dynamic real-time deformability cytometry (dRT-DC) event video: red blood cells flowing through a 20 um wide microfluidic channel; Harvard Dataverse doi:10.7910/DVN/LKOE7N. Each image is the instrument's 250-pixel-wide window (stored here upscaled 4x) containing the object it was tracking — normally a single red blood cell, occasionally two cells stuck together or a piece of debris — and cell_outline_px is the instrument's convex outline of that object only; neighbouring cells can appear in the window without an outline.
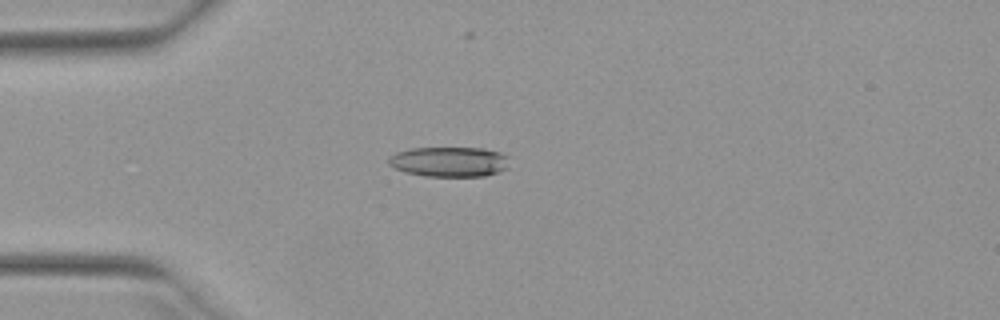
{"species": "Egyptian fruit bat (a non-hibernating species)", "species_latin": "Rousettus aegyptiacus", "temperature_condition": "warm", "stored_images_in_passage": 33, "camera_frame_rate_fps": 3000, "um_per_image_px": 0.085, "animal": {"sex": "female"}, "frame": {"image": 1, "passage_image": 7, "time_ms": 2.0, "image_size_px": [1000, 320], "cell_outline_px": [[508, 168], [484, 176], [424, 176], [404, 172], [388, 164], [388, 156], [396, 152], [412, 148], [484, 148], [500, 152], [508, 156]], "centroid_in_image_um": [38.18, 13.74], "position_along_channel_um": 46.8, "area_um2": 21.21}}
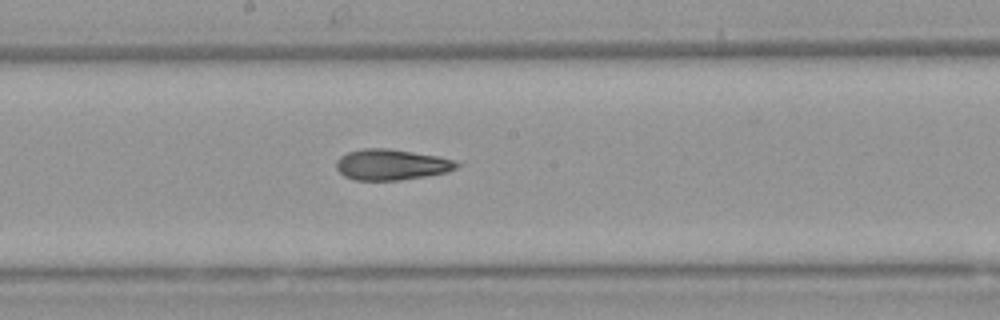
{"frame": {"image": 2, "passage_image": 21, "time_ms": 6.667, "image_size_px": [1000, 320], "cell_outline_px": [[464, 164], [448, 172], [400, 180], [352, 180], [344, 176], [336, 168], [336, 160], [340, 156], [348, 152], [364, 148], [388, 148], [440, 156], [464, 160]], "centroid_in_image_um": [33.36, 13.98], "position_along_channel_um": 214.8, "area_um2": 22.14}}
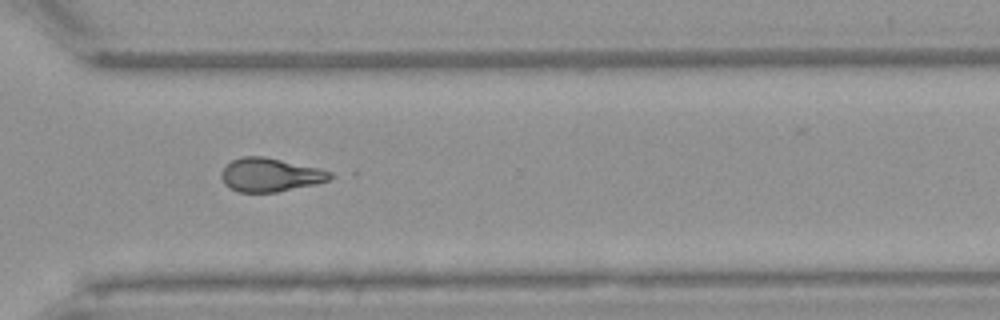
{"frame": {"image": 3, "passage_image": 31, "time_ms": 10.0, "image_size_px": [1000, 320], "cell_outline_px": [[336, 176], [328, 180], [316, 184], [276, 192], [236, 192], [224, 184], [220, 176], [220, 172], [232, 160], [244, 156], [264, 156], [320, 168], [332, 172]], "centroid_in_image_um": [22.98, 14.86], "position_along_channel_um": 347.6, "area_um2": 21.44}, "authors_computed_cell_mechanics": {"area_um2": 21.675, "velocity_mm_per_s": 3.9788, "shape_relaxation_time_tau1_ms": null, "shape_relaxation_time_tau2_ms": 2.3412, "deformation_change_tau1": null, "deformation_change_tau2": 0.1047}}